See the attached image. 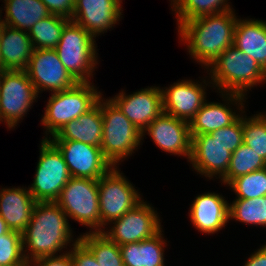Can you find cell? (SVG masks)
Segmentation results:
<instances>
[{"label": "cell", "mask_w": 266, "mask_h": 266, "mask_svg": "<svg viewBox=\"0 0 266 266\" xmlns=\"http://www.w3.org/2000/svg\"><path fill=\"white\" fill-rule=\"evenodd\" d=\"M244 266H266V245L250 255Z\"/></svg>", "instance_id": "f35d334b"}, {"label": "cell", "mask_w": 266, "mask_h": 266, "mask_svg": "<svg viewBox=\"0 0 266 266\" xmlns=\"http://www.w3.org/2000/svg\"><path fill=\"white\" fill-rule=\"evenodd\" d=\"M28 266H73V262L69 251H66L58 256H47L36 259L28 263Z\"/></svg>", "instance_id": "74e56055"}, {"label": "cell", "mask_w": 266, "mask_h": 266, "mask_svg": "<svg viewBox=\"0 0 266 266\" xmlns=\"http://www.w3.org/2000/svg\"><path fill=\"white\" fill-rule=\"evenodd\" d=\"M228 0H172L178 28L189 20L232 10ZM173 2V3H172Z\"/></svg>", "instance_id": "83f0119b"}, {"label": "cell", "mask_w": 266, "mask_h": 266, "mask_svg": "<svg viewBox=\"0 0 266 266\" xmlns=\"http://www.w3.org/2000/svg\"><path fill=\"white\" fill-rule=\"evenodd\" d=\"M67 218L56 202L36 203L31 220L22 233L23 255L27 263L58 255L57 252L67 249L66 246L73 242Z\"/></svg>", "instance_id": "6da1fadb"}, {"label": "cell", "mask_w": 266, "mask_h": 266, "mask_svg": "<svg viewBox=\"0 0 266 266\" xmlns=\"http://www.w3.org/2000/svg\"><path fill=\"white\" fill-rule=\"evenodd\" d=\"M111 223L114 224L110 227L111 229L101 233L119 246L141 242L153 237L162 229L157 211L144 200L121 218L115 219L109 224Z\"/></svg>", "instance_id": "8fae6325"}, {"label": "cell", "mask_w": 266, "mask_h": 266, "mask_svg": "<svg viewBox=\"0 0 266 266\" xmlns=\"http://www.w3.org/2000/svg\"><path fill=\"white\" fill-rule=\"evenodd\" d=\"M104 99L101 96L103 133L100 147L106 159L116 167L119 165L118 162L123 161L138 149L142 142V132L111 99Z\"/></svg>", "instance_id": "5b68a950"}, {"label": "cell", "mask_w": 266, "mask_h": 266, "mask_svg": "<svg viewBox=\"0 0 266 266\" xmlns=\"http://www.w3.org/2000/svg\"><path fill=\"white\" fill-rule=\"evenodd\" d=\"M0 71H1V55H0Z\"/></svg>", "instance_id": "b9f144b4"}, {"label": "cell", "mask_w": 266, "mask_h": 266, "mask_svg": "<svg viewBox=\"0 0 266 266\" xmlns=\"http://www.w3.org/2000/svg\"><path fill=\"white\" fill-rule=\"evenodd\" d=\"M237 17L232 10L201 16L184 22L178 33L186 42L189 54L194 60L208 67L233 45Z\"/></svg>", "instance_id": "7a4b0ae2"}, {"label": "cell", "mask_w": 266, "mask_h": 266, "mask_svg": "<svg viewBox=\"0 0 266 266\" xmlns=\"http://www.w3.org/2000/svg\"><path fill=\"white\" fill-rule=\"evenodd\" d=\"M228 186L237 195L235 199L266 196V168L238 176Z\"/></svg>", "instance_id": "1f68e13d"}, {"label": "cell", "mask_w": 266, "mask_h": 266, "mask_svg": "<svg viewBox=\"0 0 266 266\" xmlns=\"http://www.w3.org/2000/svg\"><path fill=\"white\" fill-rule=\"evenodd\" d=\"M51 14L72 19L75 0H41Z\"/></svg>", "instance_id": "8d00e7d4"}, {"label": "cell", "mask_w": 266, "mask_h": 266, "mask_svg": "<svg viewBox=\"0 0 266 266\" xmlns=\"http://www.w3.org/2000/svg\"><path fill=\"white\" fill-rule=\"evenodd\" d=\"M36 203L26 187L0 189V216L11 231L24 232Z\"/></svg>", "instance_id": "ffe728a7"}, {"label": "cell", "mask_w": 266, "mask_h": 266, "mask_svg": "<svg viewBox=\"0 0 266 266\" xmlns=\"http://www.w3.org/2000/svg\"><path fill=\"white\" fill-rule=\"evenodd\" d=\"M0 265L28 266L23 255L22 233L10 230L0 236Z\"/></svg>", "instance_id": "836d02e7"}, {"label": "cell", "mask_w": 266, "mask_h": 266, "mask_svg": "<svg viewBox=\"0 0 266 266\" xmlns=\"http://www.w3.org/2000/svg\"><path fill=\"white\" fill-rule=\"evenodd\" d=\"M232 152L210 134L195 135L192 138L190 163L195 171L212 179H222L228 170Z\"/></svg>", "instance_id": "2e32d148"}, {"label": "cell", "mask_w": 266, "mask_h": 266, "mask_svg": "<svg viewBox=\"0 0 266 266\" xmlns=\"http://www.w3.org/2000/svg\"><path fill=\"white\" fill-rule=\"evenodd\" d=\"M33 50L28 32L2 24L0 28L1 70H25Z\"/></svg>", "instance_id": "44dd1931"}, {"label": "cell", "mask_w": 266, "mask_h": 266, "mask_svg": "<svg viewBox=\"0 0 266 266\" xmlns=\"http://www.w3.org/2000/svg\"><path fill=\"white\" fill-rule=\"evenodd\" d=\"M38 93L67 90L78 82L65 69L55 49H34L25 69Z\"/></svg>", "instance_id": "7c38bea8"}, {"label": "cell", "mask_w": 266, "mask_h": 266, "mask_svg": "<svg viewBox=\"0 0 266 266\" xmlns=\"http://www.w3.org/2000/svg\"><path fill=\"white\" fill-rule=\"evenodd\" d=\"M50 141L62 153L71 177L98 180L113 168L101 147L73 140Z\"/></svg>", "instance_id": "4fadbf2b"}, {"label": "cell", "mask_w": 266, "mask_h": 266, "mask_svg": "<svg viewBox=\"0 0 266 266\" xmlns=\"http://www.w3.org/2000/svg\"><path fill=\"white\" fill-rule=\"evenodd\" d=\"M79 239L92 251L99 266H124L120 246L101 232H86Z\"/></svg>", "instance_id": "f1b7e54d"}, {"label": "cell", "mask_w": 266, "mask_h": 266, "mask_svg": "<svg viewBox=\"0 0 266 266\" xmlns=\"http://www.w3.org/2000/svg\"><path fill=\"white\" fill-rule=\"evenodd\" d=\"M228 103V104H227ZM227 103L204 102L196 115L189 121L191 137L200 134H209L212 131L230 126L241 115ZM227 106H226V105Z\"/></svg>", "instance_id": "d4e9b609"}, {"label": "cell", "mask_w": 266, "mask_h": 266, "mask_svg": "<svg viewBox=\"0 0 266 266\" xmlns=\"http://www.w3.org/2000/svg\"><path fill=\"white\" fill-rule=\"evenodd\" d=\"M10 231L9 227L7 226L6 222L0 216V236L8 233Z\"/></svg>", "instance_id": "ab89813d"}, {"label": "cell", "mask_w": 266, "mask_h": 266, "mask_svg": "<svg viewBox=\"0 0 266 266\" xmlns=\"http://www.w3.org/2000/svg\"><path fill=\"white\" fill-rule=\"evenodd\" d=\"M71 21L66 17L51 14L41 19L28 31L34 49H55L64 27Z\"/></svg>", "instance_id": "4316f807"}, {"label": "cell", "mask_w": 266, "mask_h": 266, "mask_svg": "<svg viewBox=\"0 0 266 266\" xmlns=\"http://www.w3.org/2000/svg\"><path fill=\"white\" fill-rule=\"evenodd\" d=\"M95 39L82 26L70 21L55 48L65 69L77 82H90L97 68Z\"/></svg>", "instance_id": "8992f818"}, {"label": "cell", "mask_w": 266, "mask_h": 266, "mask_svg": "<svg viewBox=\"0 0 266 266\" xmlns=\"http://www.w3.org/2000/svg\"><path fill=\"white\" fill-rule=\"evenodd\" d=\"M41 141L37 169L28 189L36 202H55L71 175L58 148L48 137Z\"/></svg>", "instance_id": "ba28073f"}, {"label": "cell", "mask_w": 266, "mask_h": 266, "mask_svg": "<svg viewBox=\"0 0 266 266\" xmlns=\"http://www.w3.org/2000/svg\"><path fill=\"white\" fill-rule=\"evenodd\" d=\"M229 210V219L249 225L266 226V196L235 199L229 204Z\"/></svg>", "instance_id": "4dcf8cb0"}, {"label": "cell", "mask_w": 266, "mask_h": 266, "mask_svg": "<svg viewBox=\"0 0 266 266\" xmlns=\"http://www.w3.org/2000/svg\"><path fill=\"white\" fill-rule=\"evenodd\" d=\"M189 211L193 226L208 235L224 228L230 220L229 203L215 192L196 196Z\"/></svg>", "instance_id": "d6986e66"}, {"label": "cell", "mask_w": 266, "mask_h": 266, "mask_svg": "<svg viewBox=\"0 0 266 266\" xmlns=\"http://www.w3.org/2000/svg\"><path fill=\"white\" fill-rule=\"evenodd\" d=\"M1 12H0V16L2 17V15H1V13H2V10H0ZM1 17H0V28H1V26H2V19H1Z\"/></svg>", "instance_id": "60d3db41"}, {"label": "cell", "mask_w": 266, "mask_h": 266, "mask_svg": "<svg viewBox=\"0 0 266 266\" xmlns=\"http://www.w3.org/2000/svg\"><path fill=\"white\" fill-rule=\"evenodd\" d=\"M101 95L90 82H78L70 89L51 93L41 119L45 133L54 136L68 122L92 109Z\"/></svg>", "instance_id": "277c9868"}, {"label": "cell", "mask_w": 266, "mask_h": 266, "mask_svg": "<svg viewBox=\"0 0 266 266\" xmlns=\"http://www.w3.org/2000/svg\"><path fill=\"white\" fill-rule=\"evenodd\" d=\"M202 82L199 84L186 79L173 83L165 90L162 88L163 112L189 123L207 101L206 80Z\"/></svg>", "instance_id": "ac0fdd59"}, {"label": "cell", "mask_w": 266, "mask_h": 266, "mask_svg": "<svg viewBox=\"0 0 266 266\" xmlns=\"http://www.w3.org/2000/svg\"><path fill=\"white\" fill-rule=\"evenodd\" d=\"M5 17L2 23L28 32L51 13L41 0H4Z\"/></svg>", "instance_id": "484cf974"}, {"label": "cell", "mask_w": 266, "mask_h": 266, "mask_svg": "<svg viewBox=\"0 0 266 266\" xmlns=\"http://www.w3.org/2000/svg\"><path fill=\"white\" fill-rule=\"evenodd\" d=\"M72 249H70V257L73 262V266H99L92 251L79 239H75ZM72 250V251H71Z\"/></svg>", "instance_id": "d590c367"}, {"label": "cell", "mask_w": 266, "mask_h": 266, "mask_svg": "<svg viewBox=\"0 0 266 266\" xmlns=\"http://www.w3.org/2000/svg\"><path fill=\"white\" fill-rule=\"evenodd\" d=\"M146 132L162 151L184 156L189 161L192 137L188 122L162 112L142 131V140Z\"/></svg>", "instance_id": "5bb4252c"}, {"label": "cell", "mask_w": 266, "mask_h": 266, "mask_svg": "<svg viewBox=\"0 0 266 266\" xmlns=\"http://www.w3.org/2000/svg\"><path fill=\"white\" fill-rule=\"evenodd\" d=\"M266 168V161L242 143L233 153L226 175L221 179L228 185L238 176Z\"/></svg>", "instance_id": "f546056e"}, {"label": "cell", "mask_w": 266, "mask_h": 266, "mask_svg": "<svg viewBox=\"0 0 266 266\" xmlns=\"http://www.w3.org/2000/svg\"><path fill=\"white\" fill-rule=\"evenodd\" d=\"M213 139H217L228 147V151L234 152L244 140L243 137V115H241L230 126L217 129L209 133Z\"/></svg>", "instance_id": "e575fe53"}, {"label": "cell", "mask_w": 266, "mask_h": 266, "mask_svg": "<svg viewBox=\"0 0 266 266\" xmlns=\"http://www.w3.org/2000/svg\"><path fill=\"white\" fill-rule=\"evenodd\" d=\"M233 45L251 56L266 72V21L237 19Z\"/></svg>", "instance_id": "603a6c76"}, {"label": "cell", "mask_w": 266, "mask_h": 266, "mask_svg": "<svg viewBox=\"0 0 266 266\" xmlns=\"http://www.w3.org/2000/svg\"><path fill=\"white\" fill-rule=\"evenodd\" d=\"M103 119L101 116V97L98 103L87 113L68 122L49 140H73L93 146H101Z\"/></svg>", "instance_id": "7402d4cb"}, {"label": "cell", "mask_w": 266, "mask_h": 266, "mask_svg": "<svg viewBox=\"0 0 266 266\" xmlns=\"http://www.w3.org/2000/svg\"><path fill=\"white\" fill-rule=\"evenodd\" d=\"M246 117L243 115V143L266 161V113Z\"/></svg>", "instance_id": "d6a6232c"}, {"label": "cell", "mask_w": 266, "mask_h": 266, "mask_svg": "<svg viewBox=\"0 0 266 266\" xmlns=\"http://www.w3.org/2000/svg\"><path fill=\"white\" fill-rule=\"evenodd\" d=\"M55 202L68 218L89 227L90 233L101 232L98 180L71 177Z\"/></svg>", "instance_id": "52a82bcc"}, {"label": "cell", "mask_w": 266, "mask_h": 266, "mask_svg": "<svg viewBox=\"0 0 266 266\" xmlns=\"http://www.w3.org/2000/svg\"><path fill=\"white\" fill-rule=\"evenodd\" d=\"M166 240L162 229L153 237L141 242L120 246L124 266H165L164 247Z\"/></svg>", "instance_id": "cb8c5ba5"}, {"label": "cell", "mask_w": 266, "mask_h": 266, "mask_svg": "<svg viewBox=\"0 0 266 266\" xmlns=\"http://www.w3.org/2000/svg\"><path fill=\"white\" fill-rule=\"evenodd\" d=\"M110 99L140 132L163 112L161 88L156 86L129 95L123 90Z\"/></svg>", "instance_id": "9a60e30c"}, {"label": "cell", "mask_w": 266, "mask_h": 266, "mask_svg": "<svg viewBox=\"0 0 266 266\" xmlns=\"http://www.w3.org/2000/svg\"><path fill=\"white\" fill-rule=\"evenodd\" d=\"M121 3L122 0H75L71 21L95 38L120 20Z\"/></svg>", "instance_id": "e0dca14e"}, {"label": "cell", "mask_w": 266, "mask_h": 266, "mask_svg": "<svg viewBox=\"0 0 266 266\" xmlns=\"http://www.w3.org/2000/svg\"><path fill=\"white\" fill-rule=\"evenodd\" d=\"M134 187L117 166L98 179L101 232L108 223L121 218L142 201Z\"/></svg>", "instance_id": "30bf717a"}, {"label": "cell", "mask_w": 266, "mask_h": 266, "mask_svg": "<svg viewBox=\"0 0 266 266\" xmlns=\"http://www.w3.org/2000/svg\"><path fill=\"white\" fill-rule=\"evenodd\" d=\"M37 97L25 70L0 71V123L4 121L9 129L15 128Z\"/></svg>", "instance_id": "9c48e42d"}, {"label": "cell", "mask_w": 266, "mask_h": 266, "mask_svg": "<svg viewBox=\"0 0 266 266\" xmlns=\"http://www.w3.org/2000/svg\"><path fill=\"white\" fill-rule=\"evenodd\" d=\"M211 68V69H210ZM209 69V70H208ZM209 78L207 84L215 85L219 93L222 94L224 102L235 103L243 114L246 101L247 89L257 86L258 83H266V72L249 55L243 53L234 45L227 48L219 57L208 67ZM246 93V94H245ZM238 103V104H237Z\"/></svg>", "instance_id": "3957f363"}]
</instances>
